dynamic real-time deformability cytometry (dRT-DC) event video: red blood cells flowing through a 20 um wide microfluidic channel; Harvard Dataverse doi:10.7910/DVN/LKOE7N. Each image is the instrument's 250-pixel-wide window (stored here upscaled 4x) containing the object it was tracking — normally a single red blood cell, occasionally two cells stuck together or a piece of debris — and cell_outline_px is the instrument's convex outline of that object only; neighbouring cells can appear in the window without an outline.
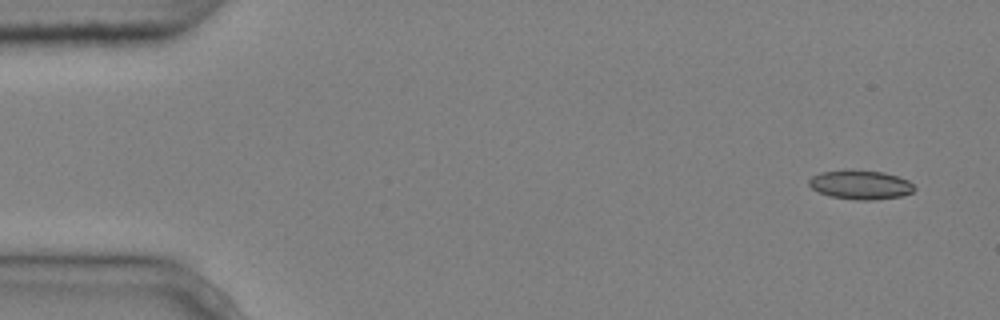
{"species": "common noctule bat (a hibernating species)", "species_latin": "Nyctalus noctula", "temperature_condition": "cold", "stored_images_in_passage": 6, "camera_frame_rate_fps": 3000, "um_per_image_px": 0.085, "animal": {"sex": "male", "body_mass_g": 20.4}, "frame": {"image": 1, "passage_image": 1, "time_ms": 0.0, "image_size_px": [1000, 320], "cell_outline_px": [[916, 188], [912, 192], [900, 196], [872, 200], [856, 200], [828, 196], [812, 188], [808, 184], [808, 180], [812, 176], [820, 172], [844, 168], [884, 172], [908, 180]], "centroid_in_image_um": [73.1, 15.68], "position_along_channel_um": 11.9, "area_um2": 18.15}}
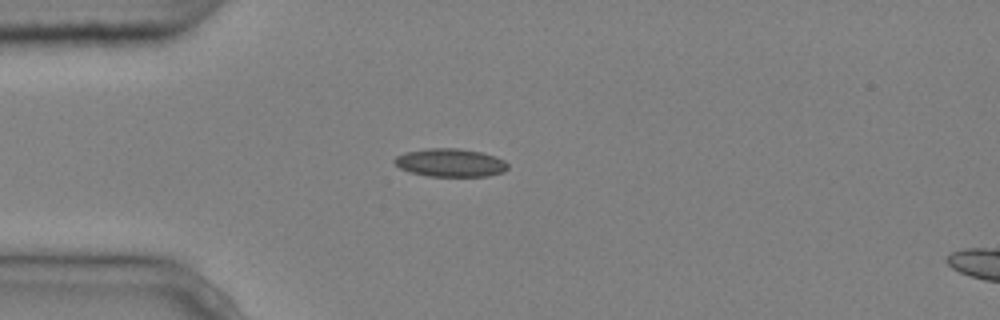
{"frame": {"image": 2, "passage_image": 4, "time_ms": 1.0, "image_size_px": [1000, 320], "cell_outline_px": [[508, 168], [504, 172], [488, 176], [428, 176], [412, 172], [400, 168], [392, 160], [396, 156], [404, 152], [424, 148], [460, 148], [480, 152], [496, 156], [504, 160], [508, 164]], "centroid_in_image_um": [38.28, 13.82], "position_along_channel_um": 46.7, "area_um2": 18.73}}